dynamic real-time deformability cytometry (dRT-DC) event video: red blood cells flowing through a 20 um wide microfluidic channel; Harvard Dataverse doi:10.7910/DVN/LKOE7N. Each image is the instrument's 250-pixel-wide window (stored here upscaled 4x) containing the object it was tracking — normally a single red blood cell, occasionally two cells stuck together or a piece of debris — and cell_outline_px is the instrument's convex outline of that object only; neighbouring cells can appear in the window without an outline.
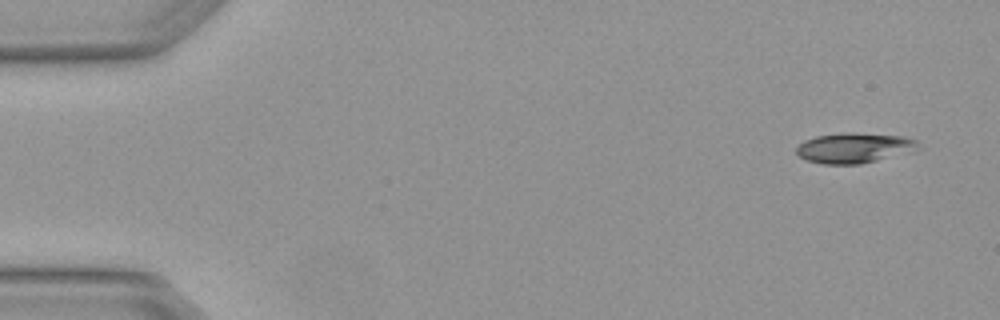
{"species": "Egyptian fruit bat (a non-hibernating species)", "species_latin": "Rousettus aegyptiacus", "temperature_condition": "warm", "stored_images_in_passage": 4, "camera_frame_rate_fps": 3000, "um_per_image_px": 0.085, "animal": {"sex": "female"}, "frame": {"image": 1, "passage_image": 1, "time_ms": 0.0, "image_size_px": [1000, 320], "cell_outline_px": [[916, 152], [860, 164], [824, 164], [808, 160], [800, 156], [796, 152], [796, 148], [804, 140], [816, 136], [840, 132], [852, 132], [900, 136], [916, 140]], "centroid_in_image_um": [72.61, 12.57], "position_along_channel_um": 12.4, "area_um2": 21.5}}